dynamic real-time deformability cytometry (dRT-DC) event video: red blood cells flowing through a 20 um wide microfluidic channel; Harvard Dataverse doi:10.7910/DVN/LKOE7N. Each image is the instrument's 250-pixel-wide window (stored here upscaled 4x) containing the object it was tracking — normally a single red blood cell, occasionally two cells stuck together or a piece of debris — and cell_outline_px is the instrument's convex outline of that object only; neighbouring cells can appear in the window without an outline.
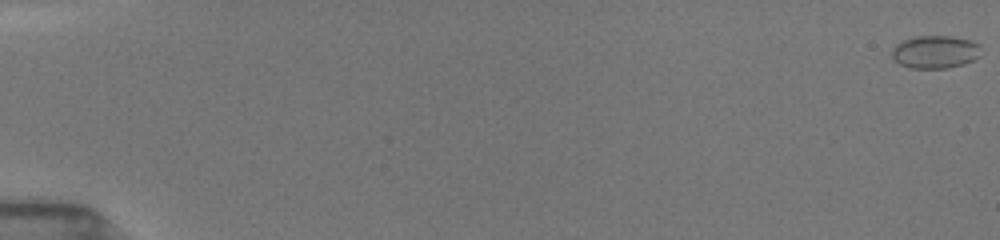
{"species": "common noctule bat (a hibernating species)", "species_latin": "Nyctalus noctula", "temperature_condition": "room temperature", "stored_images_in_passage": 10, "camera_frame_rate_fps": 3000, "um_per_image_px": 0.085, "animal": {"sex": "female", "body_mass_g": 19.5, "forearm_length_mm": 54.1}, "frame": {"image": 1, "passage_image": 1, "time_ms": 0.0, "image_size_px": [1000, 240], "cell_outline_px": [[980, 56], [964, 64], [944, 68], [908, 68], [900, 64], [892, 56], [892, 48], [896, 44], [904, 40], [916, 36], [948, 36], [968, 40], [980, 44]], "centroid_in_image_um": [79.48, 4.41], "position_along_channel_um": 5.5, "area_um2": 16.94}}
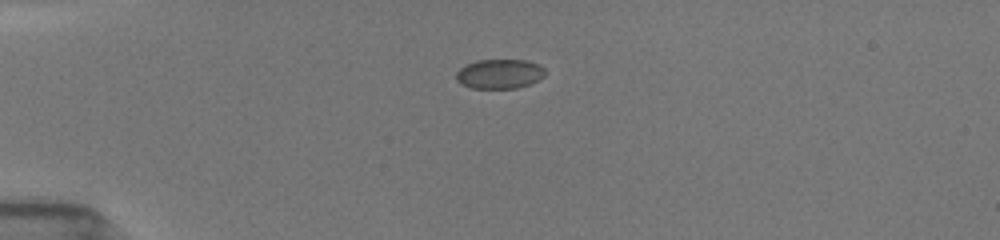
{"frame": {"image": 2, "passage_image": 7, "time_ms": 4.667, "image_size_px": [1000, 240], "cell_outline_px": [[544, 76], [540, 80], [516, 88], [472, 88], [460, 84], [456, 80], [456, 72], [460, 68], [476, 60], [524, 60], [540, 64], [544, 68]], "centroid_in_image_um": [42.46, 6.28], "position_along_channel_um": 42.5, "area_um2": 15.32}}
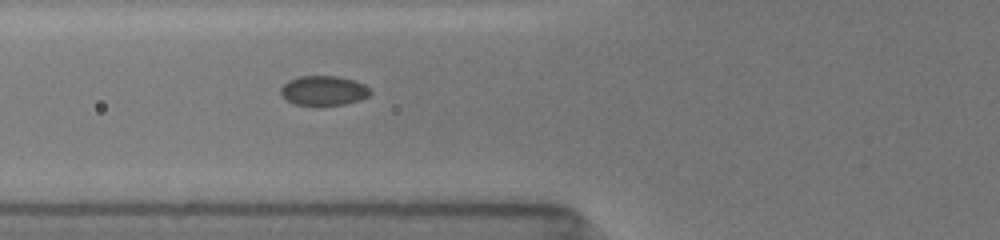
{"frame": {"image": 3, "passage_image": 10, "time_ms": 7.0, "image_size_px": [1000, 240], "cell_outline_px": [[372, 92], [368, 96], [360, 100], [344, 104], [296, 104], [280, 96], [280, 88], [288, 80], [300, 76], [336, 76], [352, 80], [364, 84], [372, 88]], "centroid_in_image_um": [27.52, 7.68], "position_along_channel_um": 98.3, "area_um2": 15.32}}